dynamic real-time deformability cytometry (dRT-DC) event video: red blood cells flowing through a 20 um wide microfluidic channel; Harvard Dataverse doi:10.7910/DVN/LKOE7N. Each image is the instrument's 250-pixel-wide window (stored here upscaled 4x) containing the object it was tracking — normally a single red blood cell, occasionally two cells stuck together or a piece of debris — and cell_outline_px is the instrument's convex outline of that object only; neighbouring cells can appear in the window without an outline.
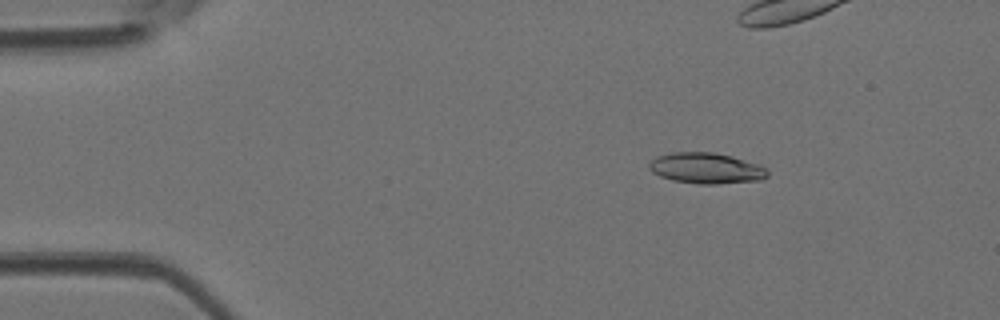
{"species": "Egyptian fruit bat (a non-hibernating species)", "species_latin": "Rousettus aegyptiacus", "temperature_condition": "room temperature", "stored_images_in_passage": 46, "camera_frame_rate_fps": 3000, "um_per_image_px": 0.085, "animal": {"sex": "female"}, "frame": {"image": 1, "passage_image": 7, "time_ms": 2.0, "image_size_px": [1000, 320], "cell_outline_px": [[768, 176], [760, 180], [716, 184], [700, 184], [672, 180], [660, 176], [652, 172], [648, 168], [648, 164], [656, 156], [672, 152], [712, 152], [732, 156], [760, 164], [768, 168]], "centroid_in_image_um": [60.04, 14.29], "position_along_channel_um": 25.0, "area_um2": 21.44}}
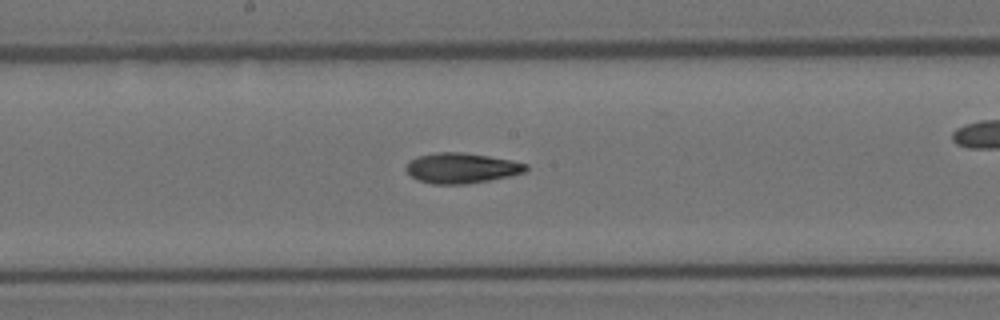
{"frame": {"image": 2, "passage_image": 24, "time_ms": 7.667, "image_size_px": [1000, 320], "cell_outline_px": [[528, 168], [524, 172], [508, 176], [488, 180], [464, 184], [432, 184], [420, 180], [412, 176], [404, 168], [408, 160], [416, 156], [436, 152], [464, 152], [512, 160], [528, 164]], "centroid_in_image_um": [39.19, 14.27], "position_along_channel_um": 209.0, "area_um2": 21.15}}
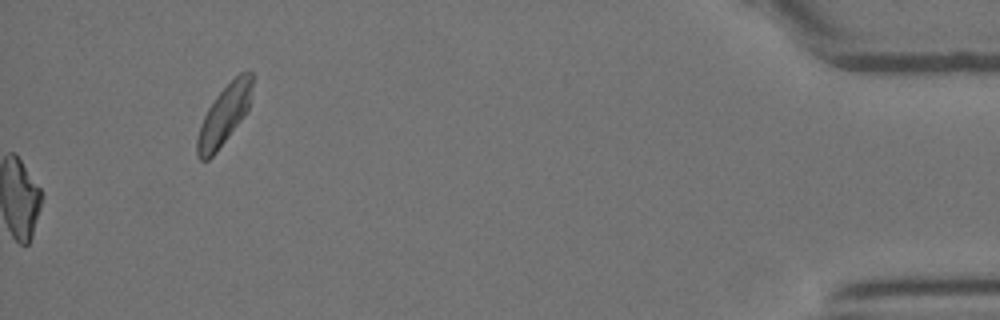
{"frame": {"image": 3, "passage_image": 46, "time_ms": 15.0, "image_size_px": [1000, 320], "cell_outline_px": [[256, 76], [248, 108], [240, 120], [216, 152], [208, 160], [200, 160], [196, 152], [196, 140], [200, 124], [208, 108], [216, 96], [240, 72], [252, 72]], "centroid_in_image_um": [19.06, 9.74], "position_along_channel_um": 416.1, "area_um2": 18.9}}